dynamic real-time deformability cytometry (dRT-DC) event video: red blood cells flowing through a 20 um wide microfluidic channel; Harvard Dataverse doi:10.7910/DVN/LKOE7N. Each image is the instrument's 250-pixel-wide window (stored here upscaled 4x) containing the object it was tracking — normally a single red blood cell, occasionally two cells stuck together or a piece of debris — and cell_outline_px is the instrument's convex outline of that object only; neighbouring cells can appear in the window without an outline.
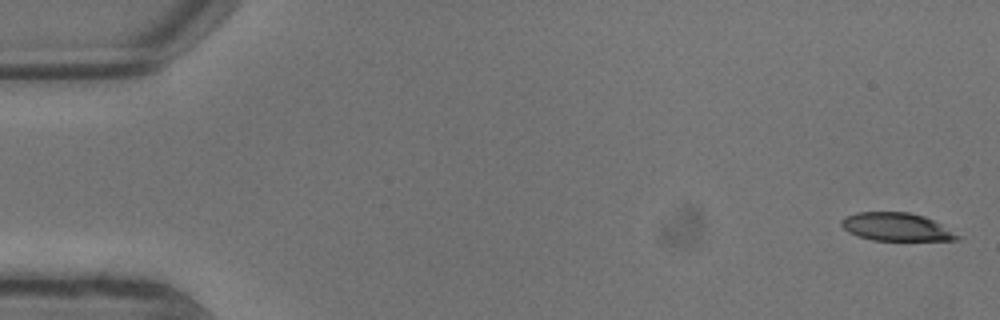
{"species": "common noctule bat (a hibernating species)", "species_latin": "Nyctalus noctula", "temperature_condition": "warm", "stored_images_in_passage": 6, "camera_frame_rate_fps": 3000, "um_per_image_px": 0.085, "animal": {"sex": "male", "body_mass_g": 13.3}, "frame": {"image": 1, "passage_image": 1, "time_ms": 0.0, "image_size_px": [1000, 320], "cell_outline_px": [[964, 236], [960, 240], [872, 240], [848, 232], [840, 224], [840, 220], [844, 216], [856, 212], [908, 212], [924, 216]], "centroid_in_image_um": [76.2, 19.28], "position_along_channel_um": 8.8, "area_um2": 19.02}}
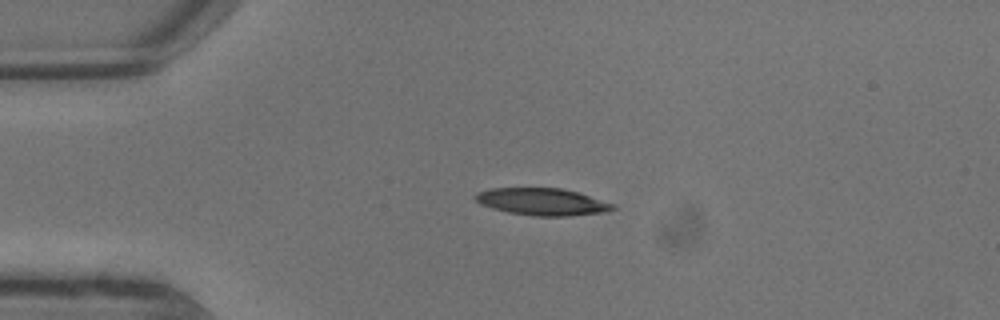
{"frame": {"image": 2, "passage_image": 5, "time_ms": 1.333, "image_size_px": [1000, 320], "cell_outline_px": [[616, 208], [608, 212], [568, 216], [532, 216], [508, 212], [492, 208], [480, 204], [472, 196], [476, 192], [488, 188], [560, 188], [576, 192], [616, 204]], "centroid_in_image_um": [46.07, 17.15], "position_along_channel_um": 38.9, "area_um2": 21.91}}